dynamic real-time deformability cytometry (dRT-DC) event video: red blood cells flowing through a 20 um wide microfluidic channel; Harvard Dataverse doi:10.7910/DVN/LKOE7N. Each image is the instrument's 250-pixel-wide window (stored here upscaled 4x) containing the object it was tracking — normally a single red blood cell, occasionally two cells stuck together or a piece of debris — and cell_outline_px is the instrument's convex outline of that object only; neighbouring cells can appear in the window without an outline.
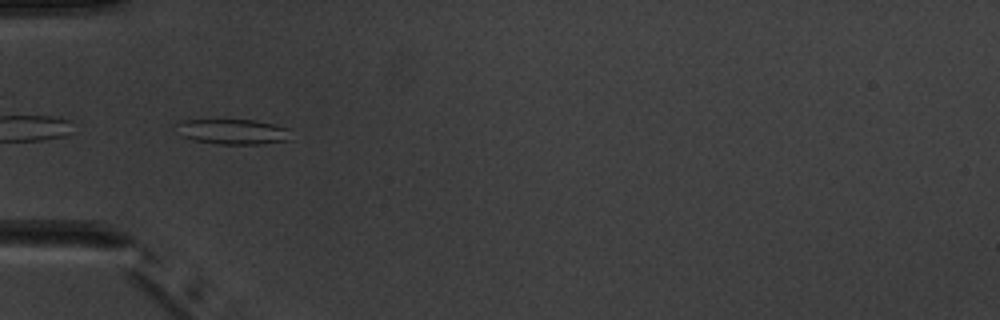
{"species": "common noctule bat (a hibernating species)", "species_latin": "Nyctalus noctula", "temperature_condition": "warm", "stored_images_in_passage": 8, "camera_frame_rate_fps": 3000, "um_per_image_px": 0.085, "animal": {"sex": "male", "body_mass_g": 20.1, "forearm_length_mm": 53.5}, "frame": {"image": 1, "passage_image": 6, "time_ms": 6.0, "image_size_px": [1000, 320], "cell_outline_px": [[288, 140], [260, 144], [216, 144], [192, 140], [180, 136], [172, 124], [184, 120], [256, 120], [288, 128]], "centroid_in_image_um": [19.67, 11.19], "position_along_channel_um": 65.3, "area_um2": 16.94}}
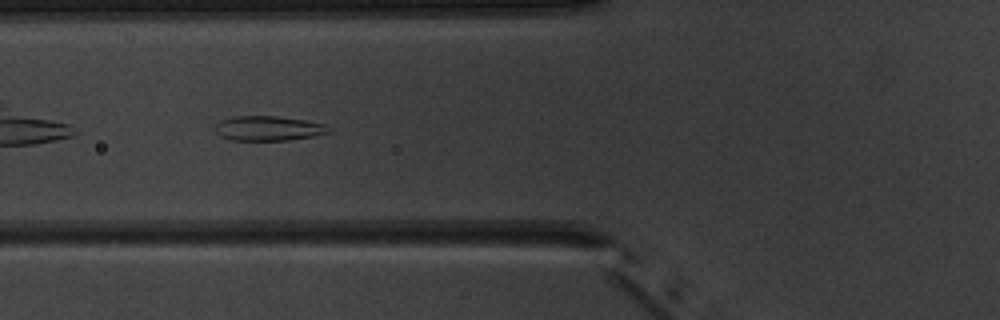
{"frame": {"image": 2, "passage_image": 7, "time_ms": 7.0, "image_size_px": [1000, 320], "cell_outline_px": [[332, 132], [312, 136], [288, 140], [232, 140], [220, 136], [212, 128], [220, 120], [236, 116], [276, 116], [304, 120], [324, 124]], "centroid_in_image_um": [22.76, 10.91], "position_along_channel_um": 103.0, "area_um2": 16.3}}
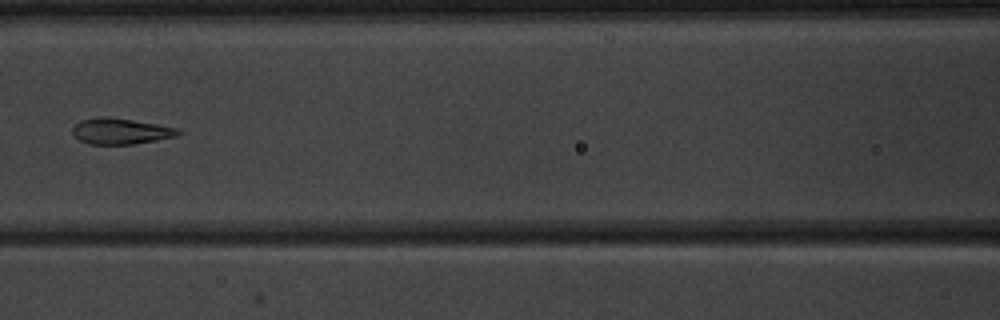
{"frame": {"image": 3, "passage_image": 8, "time_ms": 8.333, "image_size_px": [1000, 320], "cell_outline_px": [[184, 132], [176, 136], [156, 140], [132, 144], [88, 144], [80, 140], [72, 132], [72, 128], [80, 120], [100, 116], [104, 116], [132, 120], [180, 128]], "centroid_in_image_um": [10.27, 11.15], "position_along_channel_um": 156.3, "area_um2": 15.95}}